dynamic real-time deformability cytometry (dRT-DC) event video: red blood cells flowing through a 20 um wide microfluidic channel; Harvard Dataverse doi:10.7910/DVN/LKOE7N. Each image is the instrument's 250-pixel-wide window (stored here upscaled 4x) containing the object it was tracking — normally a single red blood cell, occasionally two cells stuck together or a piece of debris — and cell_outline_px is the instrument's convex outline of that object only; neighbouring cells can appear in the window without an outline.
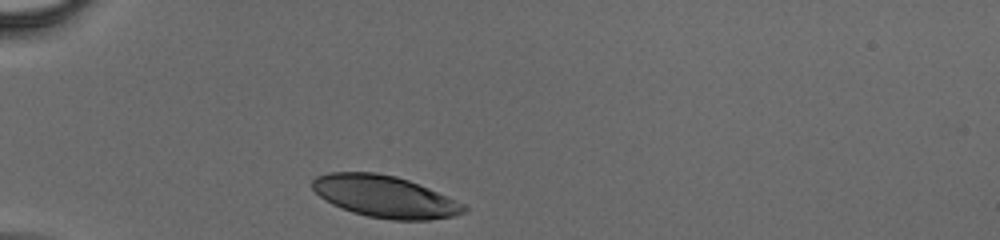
{"species": "human", "species_latin": "Homo sapiens", "temperature_condition": "cold", "stored_images_in_passage": 6, "camera_frame_rate_fps": 3000, "um_per_image_px": 0.085, "donor": {"sex": "male"}, "frame": {"image": 1, "passage_image": 1, "time_ms": 0.0, "image_size_px": [1000, 240], "cell_outline_px": [[468, 208], [464, 212], [452, 216], [428, 220], [392, 220], [368, 216], [352, 212], [332, 204], [320, 196], [312, 188], [312, 180], [316, 176], [328, 172], [376, 172], [396, 176], [408, 180], [428, 188], [464, 204]], "centroid_in_image_um": [32.68, 16.7], "position_along_channel_um": 52.3, "area_um2": 36.7}}
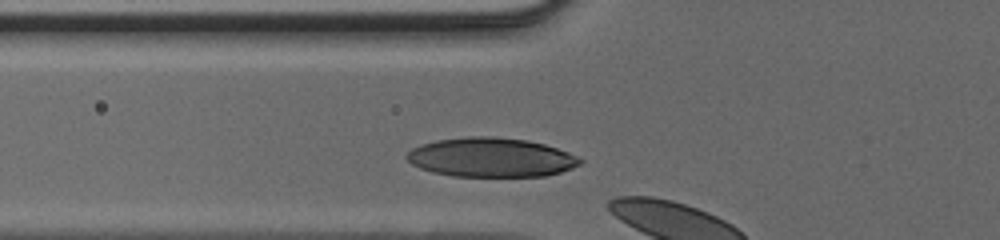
{"frame": {"image": 2, "passage_image": 5, "time_ms": 1.333, "image_size_px": [1000, 240], "cell_outline_px": [[584, 160], [580, 164], [572, 168], [560, 172], [544, 176], [452, 176], [432, 172], [420, 168], [412, 164], [404, 156], [412, 148], [420, 144], [436, 140], [468, 136], [496, 136], [528, 140], [544, 144], [568, 152]], "centroid_in_image_um": [41.72, 13.37], "position_along_channel_um": 84.1, "area_um2": 39.77}}